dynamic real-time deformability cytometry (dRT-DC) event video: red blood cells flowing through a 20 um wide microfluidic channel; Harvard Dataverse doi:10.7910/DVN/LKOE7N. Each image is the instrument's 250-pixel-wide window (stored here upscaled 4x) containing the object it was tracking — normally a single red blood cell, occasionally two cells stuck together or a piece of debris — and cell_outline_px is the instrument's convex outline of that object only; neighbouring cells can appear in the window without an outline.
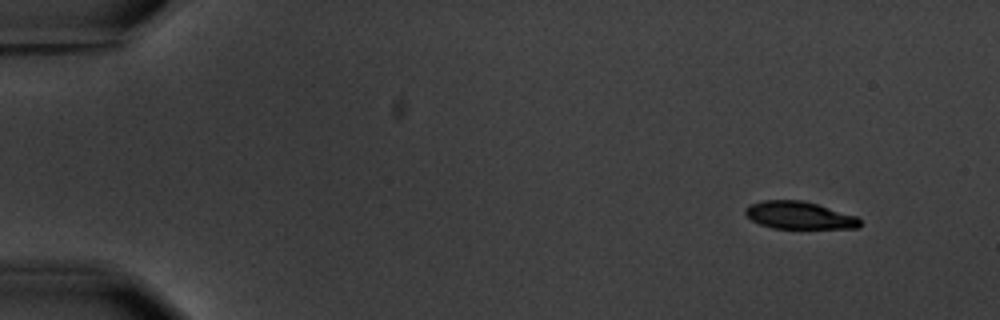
{"species": "common noctule bat (a hibernating species)", "species_latin": "Nyctalus noctula", "temperature_condition": "warm", "stored_images_in_passage": 9, "camera_frame_rate_fps": 3000, "um_per_image_px": 0.085, "animal": {"sex": "male", "body_mass_g": 20.1, "forearm_length_mm": 53.5}, "frame": {"image": 1, "passage_image": 1, "time_ms": 0.0, "image_size_px": [1000, 320], "cell_outline_px": [[860, 228], [772, 228], [760, 224], [744, 216], [744, 208], [748, 204], [764, 200], [804, 200], [856, 216], [860, 220]], "centroid_in_image_um": [67.87, 18.29], "position_along_channel_um": 17.1, "area_um2": 18.44}}
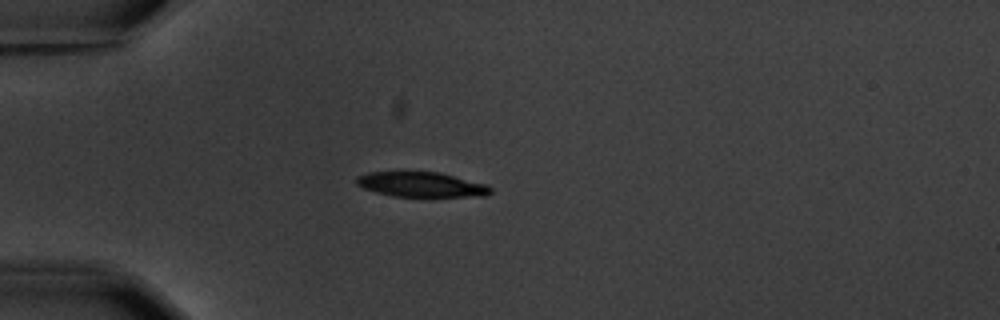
{"frame": {"image": 2, "passage_image": 4, "time_ms": 3.667, "image_size_px": [1000, 320], "cell_outline_px": [[492, 192], [484, 196], [392, 196], [376, 192], [364, 188], [356, 184], [356, 176], [368, 172], [440, 172], [488, 184], [492, 188]], "centroid_in_image_um": [35.83, 15.68], "position_along_channel_um": 49.2, "area_um2": 19.48}}
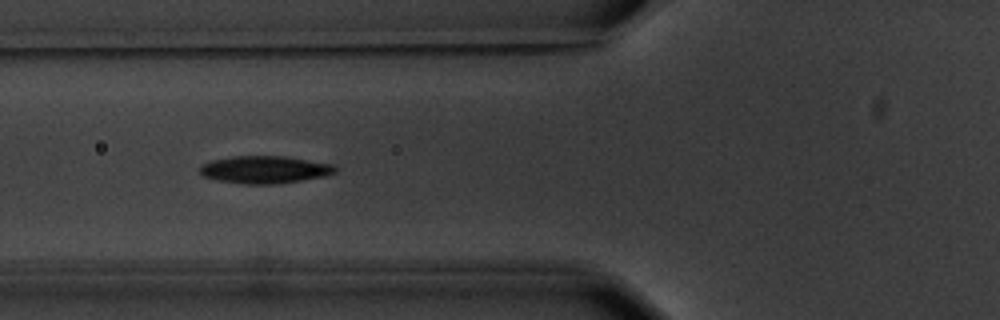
{"frame": {"image": 3, "passage_image": 6, "time_ms": 5.667, "image_size_px": [1000, 320], "cell_outline_px": [[336, 172], [324, 176], [276, 184], [244, 184], [216, 180], [204, 176], [200, 172], [200, 164], [212, 160], [232, 156], [284, 156], [332, 164], [336, 168]], "centroid_in_image_um": [22.46, 14.41], "position_along_channel_um": 103.3, "area_um2": 21.56}}